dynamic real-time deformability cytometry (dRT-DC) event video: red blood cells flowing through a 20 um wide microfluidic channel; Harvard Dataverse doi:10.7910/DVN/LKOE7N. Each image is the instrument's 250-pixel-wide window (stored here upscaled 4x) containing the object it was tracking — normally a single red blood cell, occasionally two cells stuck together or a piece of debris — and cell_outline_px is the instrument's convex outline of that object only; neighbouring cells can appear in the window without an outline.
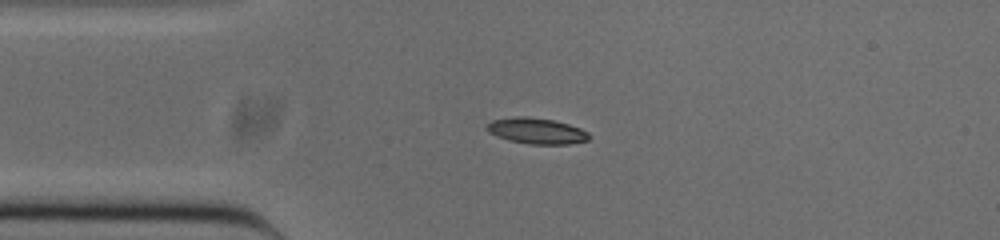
{"species": "common noctule bat (a hibernating species)", "species_latin": "Nyctalus noctula", "temperature_condition": "cold", "stored_images_in_passage": 51, "camera_frame_rate_fps": 3000, "um_per_image_px": 0.085, "animal": {"sex": "male", "body_mass_g": 20.0, "forearm_length_mm": 53.3}, "frame": {"image": 1, "passage_image": 11, "time_ms": 3.333, "image_size_px": [1000, 240], "cell_outline_px": [[588, 140], [568, 144], [528, 144], [508, 140], [496, 136], [488, 132], [488, 124], [492, 120], [516, 116], [524, 116], [552, 120], [568, 124], [580, 128], [588, 132]], "centroid_in_image_um": [45.59, 11.13], "position_along_channel_um": 39.4, "area_um2": 15.26}}
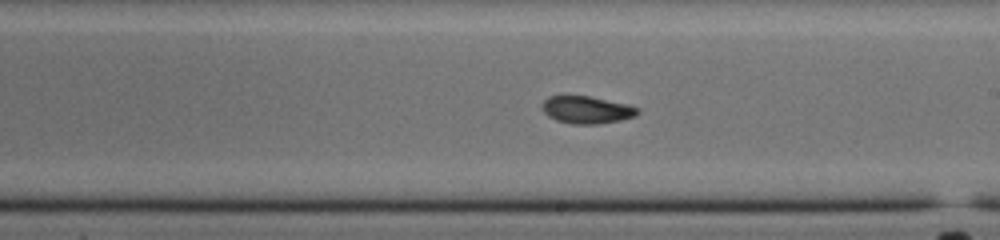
{"frame": {"image": 2, "passage_image": 28, "time_ms": 9.0, "image_size_px": [1000, 240], "cell_outline_px": [[640, 112], [636, 116], [620, 120], [596, 124], [572, 124], [556, 120], [548, 116], [544, 112], [544, 100], [548, 96], [588, 96], [628, 104], [640, 108]], "centroid_in_image_um": [49.92, 9.34], "position_along_channel_um": 239.1, "area_um2": 15.14}}
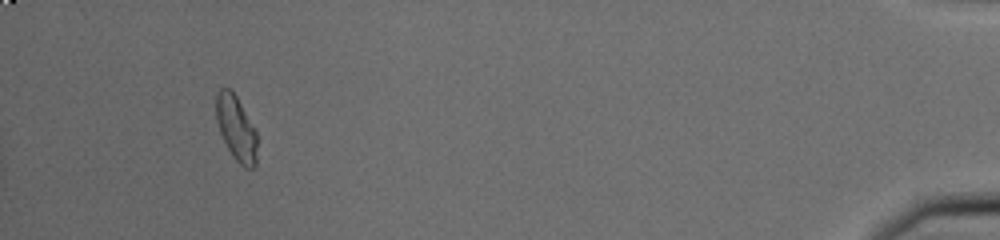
{"frame": {"image": 3, "passage_image": 48, "time_ms": 15.667, "image_size_px": [1000, 240], "cell_outline_px": [[256, 164], [252, 168], [244, 168], [232, 156], [220, 132], [216, 120], [216, 92], [220, 88], [232, 88], [256, 132]], "centroid_in_image_um": [20.05, 10.87], "position_along_channel_um": 415.1, "area_um2": 15.37}, "authors_computed_cell_mechanics": {"area_um2": 15.2014, "velocity_mm_per_s": 3.846, "shape_relaxation_time_tau1_ms": 7.8105, "shape_relaxation_time_tau2_ms": 3.152, "deformation_change_tau1": 0.2033, "deformation_change_tau2": 0.0746}}